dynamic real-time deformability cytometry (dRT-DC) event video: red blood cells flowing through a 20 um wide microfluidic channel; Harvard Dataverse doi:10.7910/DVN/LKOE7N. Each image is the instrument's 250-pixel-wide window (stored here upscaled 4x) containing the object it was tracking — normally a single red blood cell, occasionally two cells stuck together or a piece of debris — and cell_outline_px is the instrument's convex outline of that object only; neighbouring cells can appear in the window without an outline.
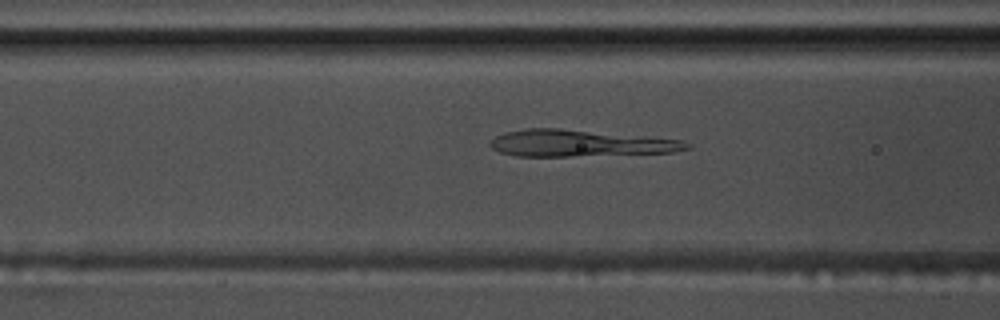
{"species": "common noctule bat (a hibernating species)", "species_latin": "Nyctalus noctula", "temperature_condition": "warm", "stored_images_in_passage": 52, "camera_frame_rate_fps": 3000, "um_per_image_px": 0.085, "animal": {"sex": "male", "body_mass_g": 17.5, "forearm_length_mm": 52.3}, "frame": {"image": 1, "passage_image": 19, "time_ms": 6.0, "image_size_px": [1000, 320], "cell_outline_px": [[692, 148], [672, 152], [568, 156], [516, 156], [500, 152], [492, 148], [488, 144], [496, 136], [504, 132], [528, 128], [560, 128], [644, 136], [680, 140], [692, 144]], "centroid_in_image_um": [49.27, 12.17], "position_along_channel_um": 117.3, "area_um2": 30.4}}
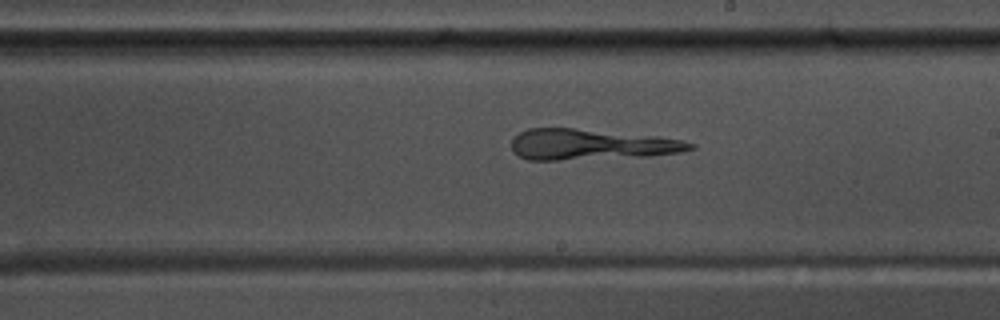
{"frame": {"image": 2, "passage_image": 29, "time_ms": 9.333, "image_size_px": [1000, 320], "cell_outline_px": [[696, 148], [680, 152], [648, 156], [560, 160], [528, 160], [512, 152], [512, 140], [520, 132], [528, 128], [572, 128], [656, 136], [684, 140], [696, 144]], "centroid_in_image_um": [50.25, 12.29], "position_along_channel_um": 238.7, "area_um2": 32.02}}
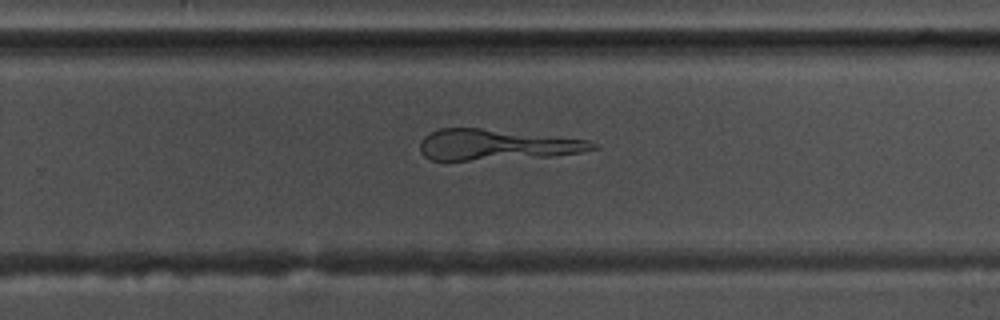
{"frame": {"image": 3, "passage_image": 33, "time_ms": 10.667, "image_size_px": [1000, 320], "cell_outline_px": [[600, 148], [580, 152], [552, 156], [468, 160], [432, 160], [424, 156], [420, 152], [420, 140], [424, 136], [440, 128], [480, 128], [588, 140], [600, 144]], "centroid_in_image_um": [42.21, 12.3], "position_along_channel_um": 287.6, "area_um2": 30.81}}